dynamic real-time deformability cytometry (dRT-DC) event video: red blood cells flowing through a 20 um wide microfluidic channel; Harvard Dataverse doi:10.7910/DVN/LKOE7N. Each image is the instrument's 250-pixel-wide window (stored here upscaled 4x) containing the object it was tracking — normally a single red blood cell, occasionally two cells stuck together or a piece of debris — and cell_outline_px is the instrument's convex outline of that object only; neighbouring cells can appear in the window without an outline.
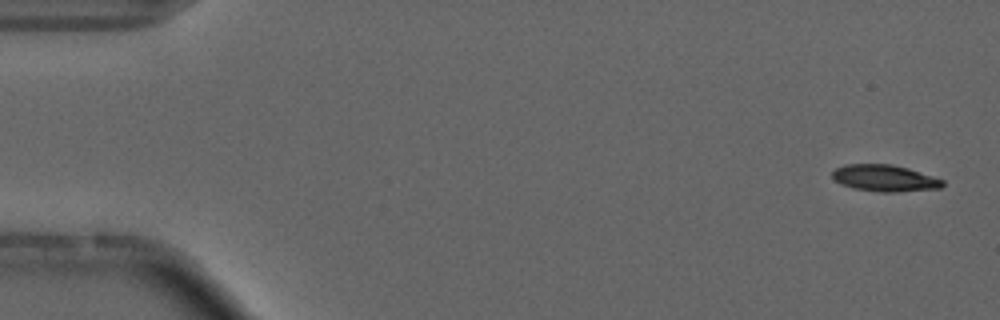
{"species": "common noctule bat (a hibernating species)", "species_latin": "Nyctalus noctula", "temperature_condition": "cold", "stored_images_in_passage": 4, "camera_frame_rate_fps": 3000, "um_per_image_px": 0.085, "animal": {"sex": "male", "forearm_length_mm": 52.5}, "frame": {"image": 1, "passage_image": 1, "time_ms": 0.0, "image_size_px": [1000, 320], "cell_outline_px": [[944, 184], [940, 188], [896, 192], [880, 192], [852, 188], [840, 184], [832, 176], [832, 172], [836, 168], [844, 164], [892, 164], [908, 168], [944, 180]], "centroid_in_image_um": [75.18, 15.14], "position_along_channel_um": 9.8, "area_um2": 17.11}}